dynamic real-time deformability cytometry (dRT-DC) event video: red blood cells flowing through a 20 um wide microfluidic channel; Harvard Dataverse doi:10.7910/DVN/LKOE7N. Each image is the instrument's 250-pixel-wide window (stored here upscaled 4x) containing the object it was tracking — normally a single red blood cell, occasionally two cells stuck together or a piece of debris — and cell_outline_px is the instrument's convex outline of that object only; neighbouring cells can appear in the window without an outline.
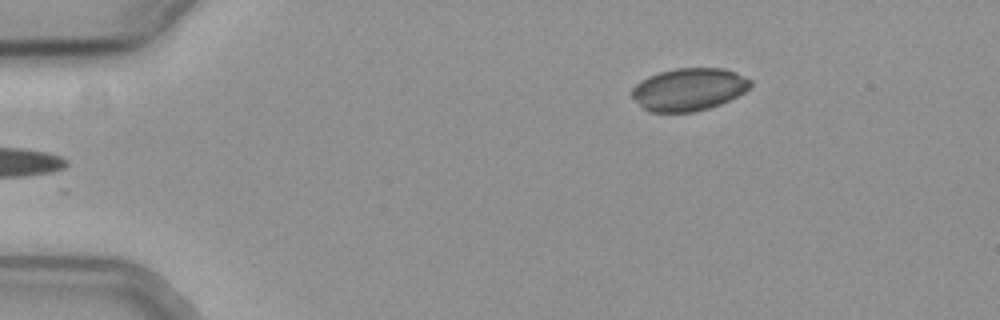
{"species": "common noctule bat (a hibernating species)", "species_latin": "Nyctalus noctula", "temperature_condition": "cold", "stored_images_in_passage": 18, "camera_frame_rate_fps": 3000, "um_per_image_px": 0.085, "animal": {"sex": "female", "body_mass_g": 19.3, "forearm_length_mm": 54.1}, "frame": {"image": 1, "passage_image": 1, "time_ms": 0.0, "image_size_px": [1000, 320], "cell_outline_px": [[752, 84], [744, 92], [720, 104], [708, 108], [692, 112], [652, 112], [644, 108], [632, 96], [632, 88], [640, 80], [648, 76], [660, 72], [676, 68], [724, 68], [736, 72], [752, 80]], "centroid_in_image_um": [58.56, 7.58], "position_along_channel_um": 26.4, "area_um2": 29.25}}
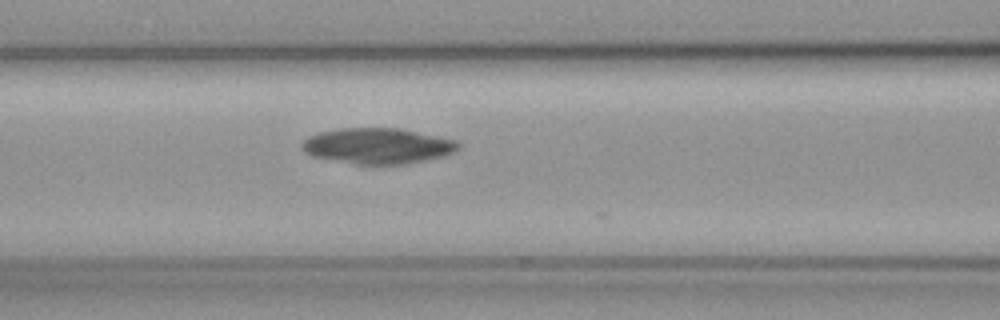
{"frame": {"image": 2, "passage_image": 16, "time_ms": 5.0, "image_size_px": [1000, 320], "cell_outline_px": [[460, 148], [444, 156], [404, 164], [356, 164], [312, 156], [304, 152], [300, 144], [308, 136], [320, 132], [344, 128], [400, 128], [456, 140], [460, 144]], "centroid_in_image_um": [32.09, 12.4], "position_along_channel_um": 134.5, "area_um2": 32.37}}